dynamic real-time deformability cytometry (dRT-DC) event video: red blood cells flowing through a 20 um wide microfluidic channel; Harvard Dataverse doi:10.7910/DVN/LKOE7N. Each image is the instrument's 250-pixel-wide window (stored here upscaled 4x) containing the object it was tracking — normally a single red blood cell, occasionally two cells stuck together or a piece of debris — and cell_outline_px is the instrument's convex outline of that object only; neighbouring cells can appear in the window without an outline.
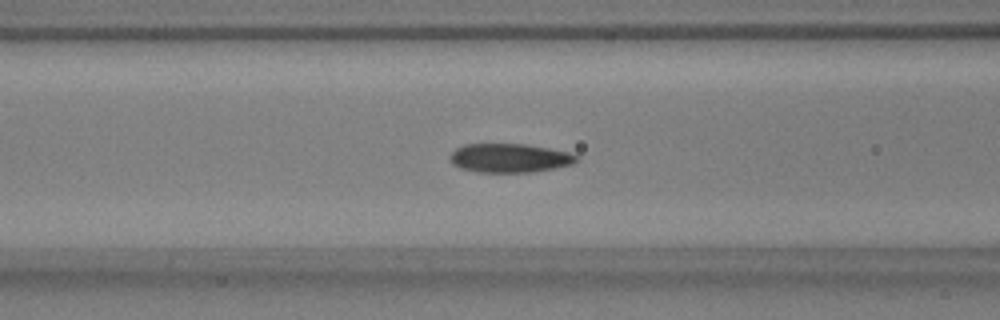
{"species": "common noctule bat (a hibernating species)", "species_latin": "Nyctalus noctula", "temperature_condition": "warm", "stored_images_in_passage": 43, "camera_frame_rate_fps": 3000, "um_per_image_px": 0.085, "animal": {"sex": "male", "body_mass_g": 17.9, "forearm_length_mm": 54.2}, "frame": {"image": 1, "passage_image": 10, "time_ms": 3.0, "image_size_px": [1000, 320], "cell_outline_px": [[580, 160], [572, 164], [532, 172], [476, 172], [460, 168], [452, 164], [448, 156], [456, 148], [464, 144], [524, 144], [548, 148], [568, 152], [576, 156]], "centroid_in_image_um": [43.27, 13.43], "position_along_channel_um": 123.3, "area_um2": 21.27}}
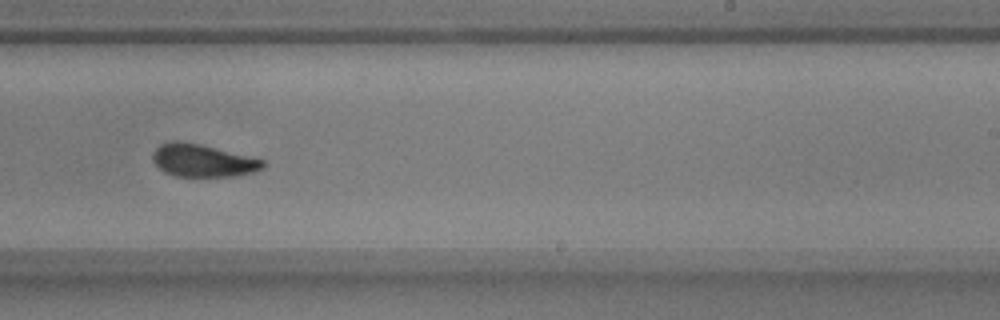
{"frame": {"image": 2, "passage_image": 22, "time_ms": 7.0, "image_size_px": [1000, 320], "cell_outline_px": [[264, 168], [252, 172], [236, 176], [176, 176], [164, 172], [152, 160], [152, 152], [160, 144], [172, 140], [176, 140], [200, 144], [264, 160]], "centroid_in_image_um": [17.19, 13.64], "position_along_channel_um": 271.8, "area_um2": 20.81}}
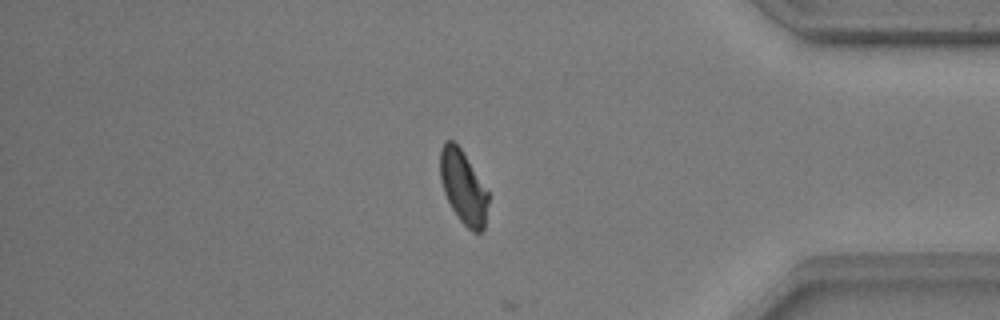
{"frame": {"image": 3, "passage_image": 34, "time_ms": 11.0, "image_size_px": [1000, 320], "cell_outline_px": [[488, 200], [484, 228], [480, 232], [472, 232], [460, 220], [452, 208], [444, 192], [440, 180], [440, 148], [444, 140], [452, 140], [460, 148], [488, 192]], "centroid_in_image_um": [39.35, 15.9], "position_along_channel_um": 395.9, "area_um2": 20.17}, "authors_computed_cell_mechanics": {"area_um2": 21.2126, "velocity_mm_per_s": 3.7219, "shape_relaxation_time_tau1_ms": 3.3863, "shape_relaxation_time_tau2_ms": 1.0577, "deformation_change_tau1": 0.1283, "deformation_change_tau2": 0.0451}}